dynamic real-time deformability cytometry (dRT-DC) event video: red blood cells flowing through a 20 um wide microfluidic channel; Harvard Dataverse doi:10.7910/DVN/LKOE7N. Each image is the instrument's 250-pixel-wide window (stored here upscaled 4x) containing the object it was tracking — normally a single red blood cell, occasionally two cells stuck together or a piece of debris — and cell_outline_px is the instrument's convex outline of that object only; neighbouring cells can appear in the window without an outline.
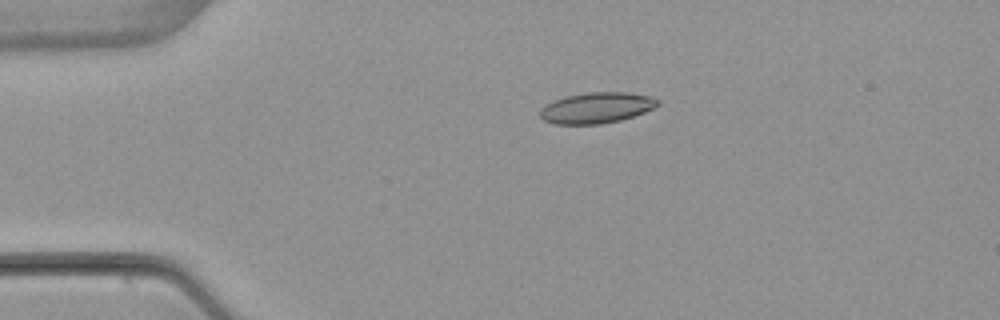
{"species": "common noctule bat (a hibernating species)", "species_latin": "Nyctalus noctula", "temperature_condition": "warm", "stored_images_in_passage": 2, "camera_frame_rate_fps": 3000, "um_per_image_px": 0.085, "animal": {"sex": "female", "body_mass_g": 22.7, "forearm_length_mm": 54.2}, "frame": {"image": 1, "passage_image": 1, "time_ms": 0.0, "image_size_px": [1000, 320], "cell_outline_px": [[660, 104], [644, 112], [620, 120], [600, 124], [552, 124], [544, 120], [540, 116], [540, 108], [556, 100], [568, 96], [588, 92], [628, 92], [652, 96], [660, 100]], "centroid_in_image_um": [50.73, 9.16], "position_along_channel_um": 34.3, "area_um2": 21.04}}